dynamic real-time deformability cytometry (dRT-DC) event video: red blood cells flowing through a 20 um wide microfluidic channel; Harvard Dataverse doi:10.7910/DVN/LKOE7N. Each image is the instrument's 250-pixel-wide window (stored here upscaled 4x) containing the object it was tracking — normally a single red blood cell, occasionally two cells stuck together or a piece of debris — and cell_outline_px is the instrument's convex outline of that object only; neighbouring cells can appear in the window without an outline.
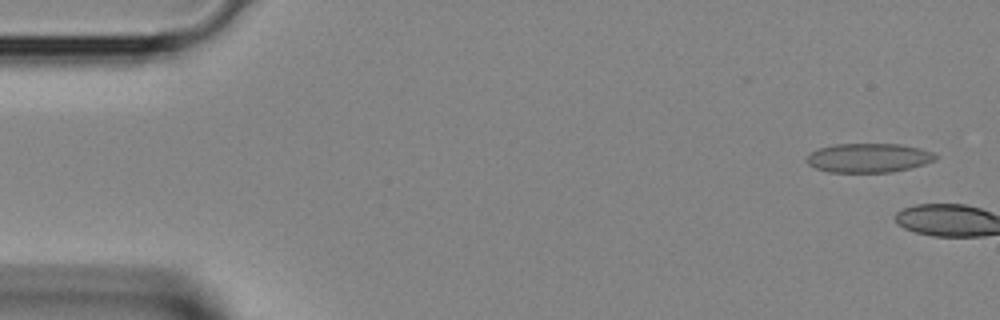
{"species": "Egyptian fruit bat (a non-hibernating species)", "species_latin": "Rousettus aegyptiacus", "temperature_condition": "room temperature", "stored_images_in_passage": 4, "camera_frame_rate_fps": 3000, "um_per_image_px": 0.085, "animal": {"sex": "female"}, "frame": {"image": 1, "passage_image": 2, "time_ms": 0.333, "image_size_px": [1000, 320], "cell_outline_px": [[940, 156], [936, 160], [912, 168], [892, 172], [828, 172], [816, 168], [808, 164], [804, 160], [812, 152], [820, 148], [836, 144], [900, 144], [920, 148], [932, 152]], "centroid_in_image_um": [73.87, 13.42], "position_along_channel_um": 11.1, "area_um2": 21.96}}